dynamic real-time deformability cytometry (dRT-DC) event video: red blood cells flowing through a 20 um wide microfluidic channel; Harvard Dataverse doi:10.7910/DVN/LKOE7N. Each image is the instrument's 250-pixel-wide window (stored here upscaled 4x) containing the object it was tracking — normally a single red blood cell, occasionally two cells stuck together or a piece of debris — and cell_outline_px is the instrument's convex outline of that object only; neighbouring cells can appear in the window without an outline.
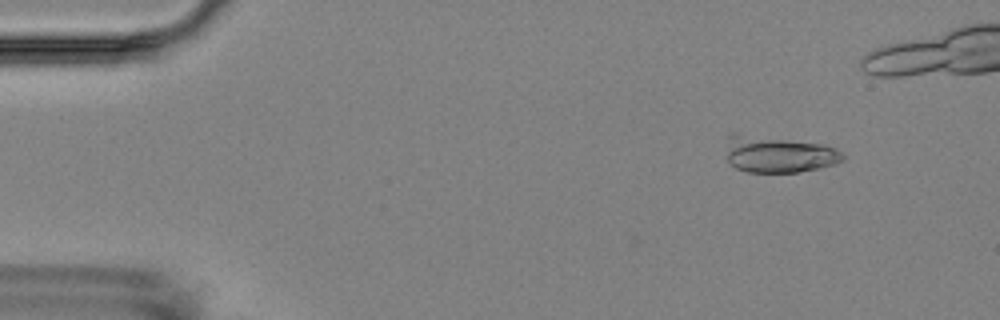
{"species": "Egyptian fruit bat (a non-hibernating species)", "species_latin": "Rousettus aegyptiacus", "temperature_condition": "room temperature", "stored_images_in_passage": 7, "camera_frame_rate_fps": 3000, "um_per_image_px": 0.085, "animal": {"sex": "female"}, "frame": {"image": 1, "passage_image": 2, "time_ms": 1.0, "image_size_px": [1000, 320], "cell_outline_px": [[844, 160], [836, 164], [820, 168], [796, 172], [748, 172], [736, 168], [728, 160], [728, 136], [732, 132], [736, 132], [824, 144], [836, 148], [844, 156]], "centroid_in_image_um": [66.19, 13.1], "position_along_channel_um": 18.8, "area_um2": 25.03}}